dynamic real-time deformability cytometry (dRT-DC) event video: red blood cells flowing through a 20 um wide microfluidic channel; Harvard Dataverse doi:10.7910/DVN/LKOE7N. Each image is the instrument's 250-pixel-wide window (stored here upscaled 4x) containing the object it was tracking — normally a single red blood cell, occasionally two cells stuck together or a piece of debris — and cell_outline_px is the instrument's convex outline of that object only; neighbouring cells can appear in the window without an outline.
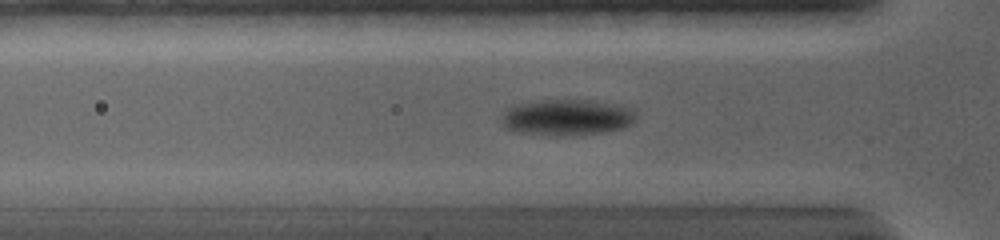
{"species": "common noctule bat (a hibernating species)", "species_latin": "Nyctalus noctula", "temperature_condition": "warm", "stored_images_in_passage": 47, "camera_frame_rate_fps": 5000, "um_per_image_px": 0.085, "animal": {"sex": "female", "body_mass_g": 19.0, "forearm_length_mm": 56.7}, "frame": {"image": 1, "passage_image": 9, "time_ms": 2.8, "image_size_px": [1000, 240], "cell_outline_px": [[636, 116], [624, 128], [600, 132], [560, 136], [556, 136], [512, 132], [504, 128], [504, 108], [512, 104], [528, 100], [596, 100], [620, 104], [636, 112]], "centroid_in_image_um": [48.11, 9.95], "position_along_channel_um": 77.7, "area_um2": 28.67}}
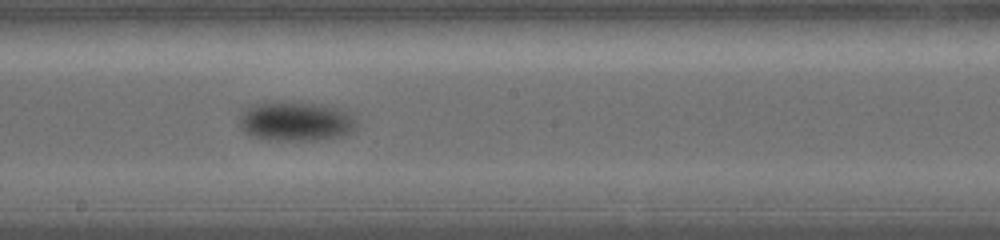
{"frame": {"image": 2, "passage_image": 20, "time_ms": 6.8, "image_size_px": [1000, 240], "cell_outline_px": [[356, 128], [352, 132], [340, 136], [316, 140], [280, 140], [252, 136], [244, 132], [240, 128], [240, 108], [272, 100], [284, 100], [320, 104], [336, 108], [352, 116], [356, 120]], "centroid_in_image_um": [25.08, 10.28], "position_along_channel_um": 223.1, "area_um2": 27.28}}
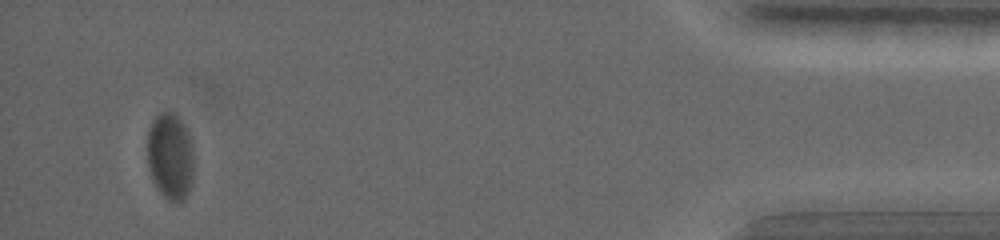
{"frame": {"image": 3, "passage_image": 42, "time_ms": 14.8, "image_size_px": [1000, 240], "cell_outline_px": [[192, 180], [188, 192], [184, 200], [168, 200], [160, 192], [152, 180], [148, 168], [148, 128], [152, 120], [160, 112], [172, 112], [180, 120], [188, 132], [192, 144]], "centroid_in_image_um": [14.45, 13.27], "position_along_channel_um": 420.7, "area_um2": 23.29}, "authors_computed_cell_mechanics": {"area_um2": 25.6632, "velocity_mm_per_s": 3.646, "shape_relaxation_time_tau1_ms": 4.8047, "shape_relaxation_time_tau2_ms": null, "deformation_change_tau1": 0.135, "deformation_change_tau2": null}}